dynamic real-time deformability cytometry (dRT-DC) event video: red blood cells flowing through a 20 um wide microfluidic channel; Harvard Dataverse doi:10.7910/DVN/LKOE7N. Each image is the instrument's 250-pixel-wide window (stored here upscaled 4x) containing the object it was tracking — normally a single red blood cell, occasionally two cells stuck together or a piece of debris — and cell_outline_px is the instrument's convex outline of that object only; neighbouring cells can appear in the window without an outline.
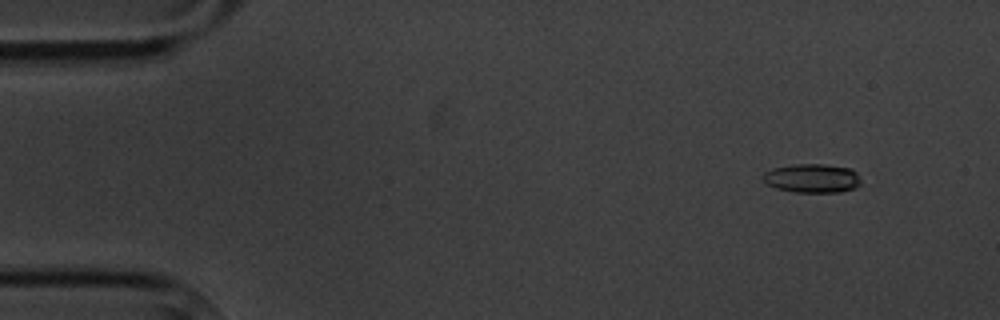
{"species": "common noctule bat (a hibernating species)", "species_latin": "Nyctalus noctula", "temperature_condition": "cold", "stored_images_in_passage": 15, "camera_frame_rate_fps": 3000, "um_per_image_px": 0.085, "animal": {"sex": "male", "body_mass_g": 20.1, "forearm_length_mm": 53.5}, "frame": {"image": 1, "passage_image": 2, "time_ms": 1.0, "image_size_px": [1000, 320], "cell_outline_px": [[860, 184], [856, 188], [840, 192], [792, 192], [776, 188], [760, 180], [760, 176], [764, 172], [772, 168], [792, 164], [824, 164], [852, 168], [856, 172], [860, 180]], "centroid_in_image_um": [69.0, 15.15], "position_along_channel_um": 16.0, "area_um2": 16.82}}
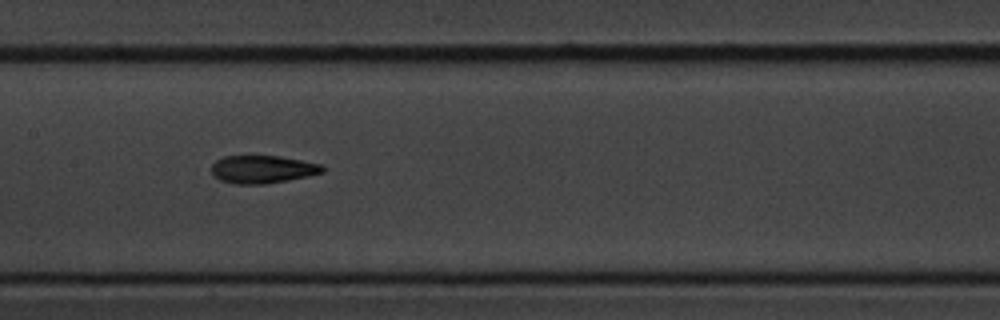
{"frame": {"image": 2, "passage_image": 8, "time_ms": 8.667, "image_size_px": [1000, 320], "cell_outline_px": [[324, 172], [308, 176], [288, 180], [264, 184], [236, 184], [220, 180], [212, 176], [212, 164], [216, 160], [224, 156], [280, 156], [320, 164], [324, 168]], "centroid_in_image_um": [22.29, 14.39], "position_along_channel_um": 185.1, "area_um2": 17.98}}
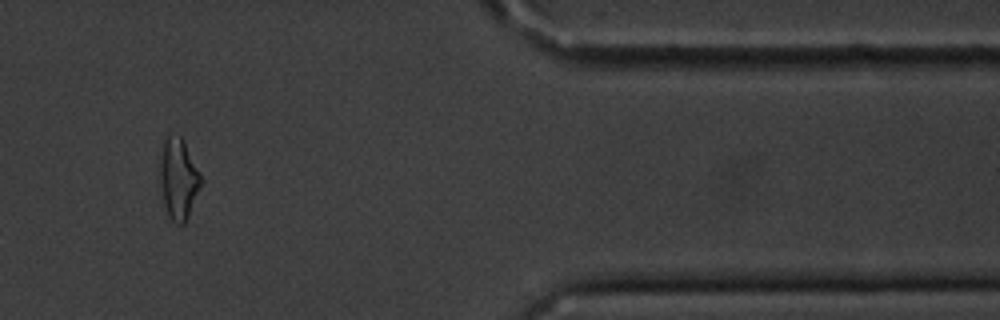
{"frame": {"image": 3, "passage_image": 14, "time_ms": 15.667, "image_size_px": [1000, 320], "cell_outline_px": [[204, 180], [188, 216], [184, 224], [176, 224], [168, 216], [164, 204], [160, 180], [160, 144], [168, 136], [180, 136], [200, 172]], "centroid_in_image_um": [15.17, 15.21], "position_along_channel_um": 396.2, "area_um2": 19.31}, "authors_computed_cell_mechanics": {"area_um2": 17.6868, "velocity_mm_per_s": 3.46, "shape_relaxation_time_tau1_ms": 4.3215, "shape_relaxation_time_tau2_ms": 2.7788, "deformation_change_tau1": 0.1367, "deformation_change_tau2": 0.0871}}